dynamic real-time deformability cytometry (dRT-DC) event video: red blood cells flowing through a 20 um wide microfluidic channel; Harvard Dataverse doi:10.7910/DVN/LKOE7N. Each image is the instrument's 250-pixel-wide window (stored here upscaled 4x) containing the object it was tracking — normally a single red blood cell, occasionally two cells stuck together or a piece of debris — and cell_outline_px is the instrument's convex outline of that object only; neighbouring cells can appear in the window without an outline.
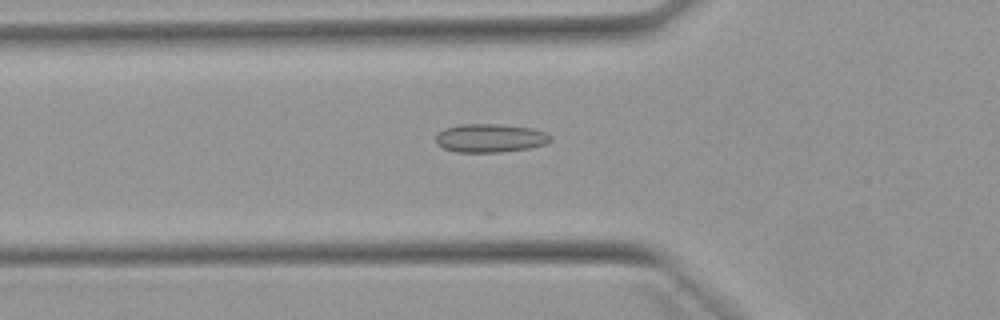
{"species": "Egyptian fruit bat (a non-hibernating species)", "species_latin": "Rousettus aegyptiacus", "temperature_condition": "warm", "stored_images_in_passage": 8, "camera_frame_rate_fps": 3000, "um_per_image_px": 0.085, "animal": {"sex": "female"}, "frame": {"image": 1, "passage_image": 2, "time_ms": 0.333, "image_size_px": [1000, 320], "cell_outline_px": [[552, 140], [544, 144], [528, 148], [500, 152], [456, 152], [444, 148], [436, 144], [436, 136], [444, 128], [460, 124], [500, 124], [532, 128], [544, 132], [552, 136]], "centroid_in_image_um": [41.65, 11.73], "position_along_channel_um": 84.1, "area_um2": 19.02}}
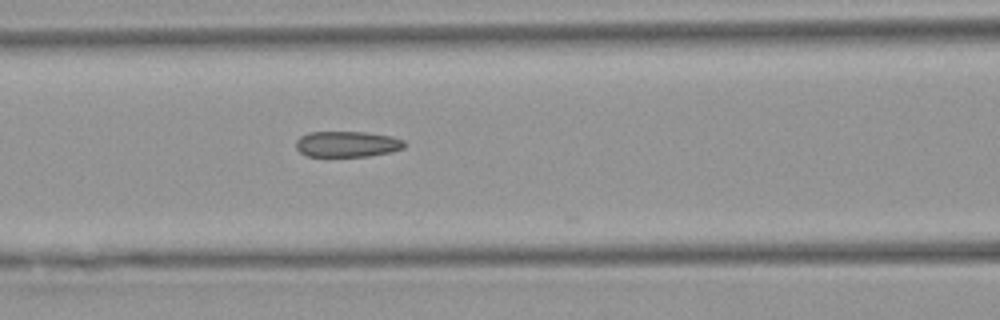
{"frame": {"image": 2, "passage_image": 6, "time_ms": 1.667, "image_size_px": [1000, 320], "cell_outline_px": [[404, 148], [392, 152], [368, 156], [308, 156], [300, 152], [296, 148], [296, 140], [300, 136], [308, 132], [364, 132], [392, 136], [404, 140]], "centroid_in_image_um": [29.51, 12.24], "position_along_channel_um": 137.1, "area_um2": 16.36}}